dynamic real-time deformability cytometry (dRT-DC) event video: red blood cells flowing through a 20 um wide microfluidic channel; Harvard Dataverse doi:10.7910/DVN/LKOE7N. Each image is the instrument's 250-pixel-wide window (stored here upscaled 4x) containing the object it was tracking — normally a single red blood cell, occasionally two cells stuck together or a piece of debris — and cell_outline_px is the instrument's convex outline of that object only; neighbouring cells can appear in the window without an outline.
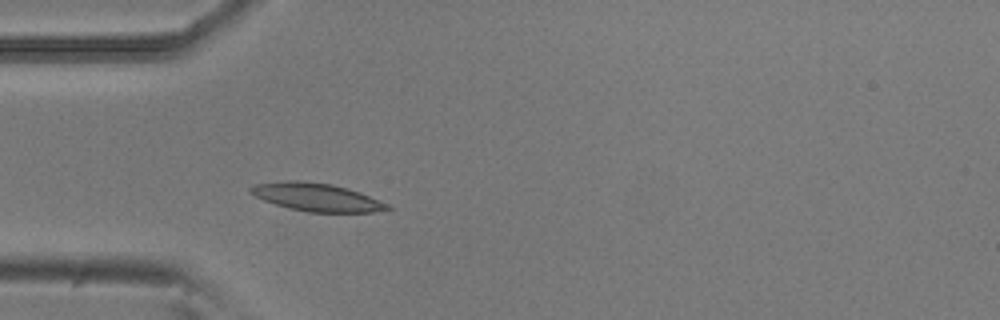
{"species": "common noctule bat (a hibernating species)", "species_latin": "Nyctalus noctula", "temperature_condition": "room temperature", "stored_images_in_passage": 28, "camera_frame_rate_fps": 3000, "um_per_image_px": 0.085, "animal": {"sex": "male", "body_mass_g": 20.5, "forearm_length_mm": 52.5}, "frame": {"image": 1, "passage_image": 1, "time_ms": 0.0, "image_size_px": [1000, 320], "cell_outline_px": [[392, 208], [372, 212], [308, 212], [288, 208], [264, 200], [248, 192], [248, 188], [252, 184], [288, 180], [300, 180], [332, 184], [348, 188], [360, 192], [388, 204]], "centroid_in_image_um": [26.87, 16.75], "position_along_channel_um": 58.1, "area_um2": 22.37}}
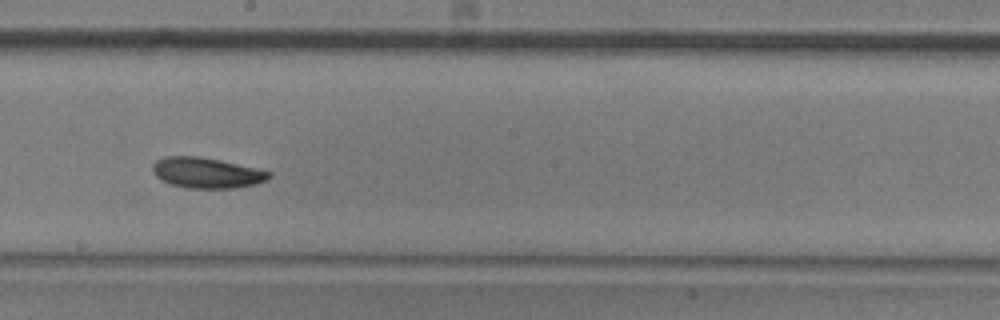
{"frame": {"image": 2, "passage_image": 15, "time_ms": 4.667, "image_size_px": [1000, 320], "cell_outline_px": [[272, 176], [268, 180], [256, 184], [236, 188], [188, 188], [172, 184], [160, 180], [152, 172], [152, 164], [156, 160], [164, 156], [200, 156], [220, 160], [256, 168], [272, 172]], "centroid_in_image_um": [17.57, 14.68], "position_along_channel_um": 230.6, "area_um2": 20.92}}
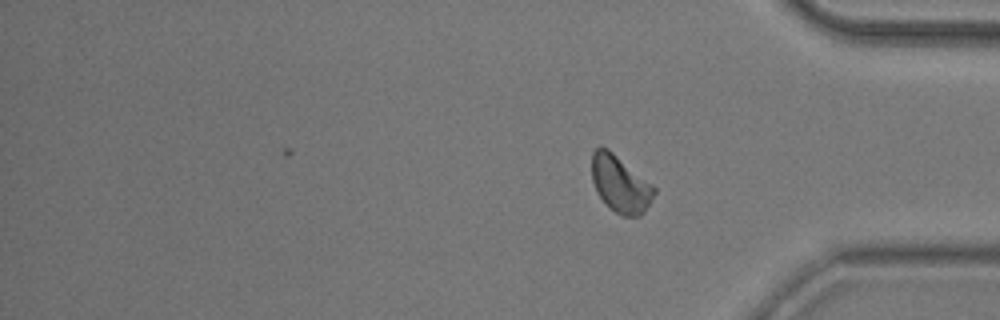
{"frame": {"image": 3, "passage_image": 28, "time_ms": 9.0, "image_size_px": [1000, 320], "cell_outline_px": [[656, 192], [644, 212], [640, 216], [620, 216], [608, 208], [596, 192], [592, 180], [592, 152], [596, 148], [608, 148], [652, 184], [656, 188]], "centroid_in_image_um": [52.71, 15.67], "position_along_channel_um": 382.5, "area_um2": 20.69}, "authors_computed_cell_mechanics": {"area_um2": 20.3167, "velocity_mm_per_s": 3.7596, "shape_relaxation_time_tau1_ms": 2.7655, "shape_relaxation_time_tau2_ms": 6.6791, "deformation_change_tau1": 0.1073, "deformation_change_tau2": 0.1201}}